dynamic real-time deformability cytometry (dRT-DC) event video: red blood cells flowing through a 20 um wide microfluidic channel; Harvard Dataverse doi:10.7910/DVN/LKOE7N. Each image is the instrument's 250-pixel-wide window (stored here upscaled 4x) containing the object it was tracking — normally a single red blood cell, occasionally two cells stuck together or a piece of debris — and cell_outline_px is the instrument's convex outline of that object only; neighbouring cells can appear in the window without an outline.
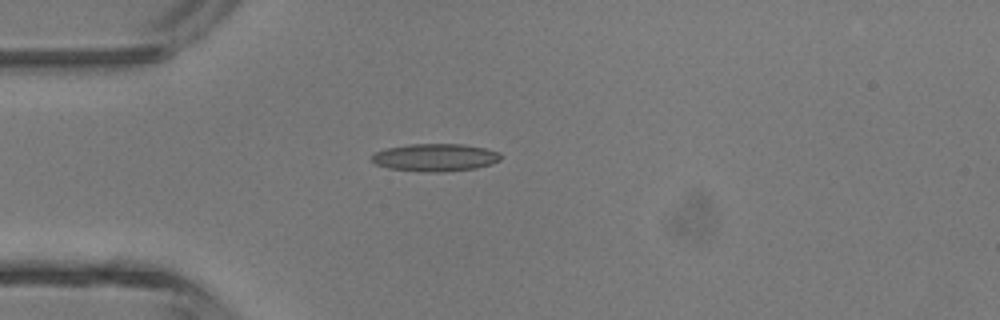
{"species": "common noctule bat (a hibernating species)", "species_latin": "Nyctalus noctula", "temperature_condition": "room temperature", "stored_images_in_passage": 3, "camera_frame_rate_fps": 3000, "um_per_image_px": 0.085, "animal": {"sex": "male", "body_mass_g": 13.3}, "frame": {"image": 1, "passage_image": 3, "time_ms": 2.333, "image_size_px": [1000, 320], "cell_outline_px": [[500, 160], [476, 168], [444, 172], [424, 172], [388, 168], [376, 164], [372, 160], [372, 156], [376, 152], [388, 148], [408, 144], [464, 144], [484, 148], [500, 152]], "centroid_in_image_um": [36.99, 13.38], "position_along_channel_um": 48.0, "area_um2": 20.63}}